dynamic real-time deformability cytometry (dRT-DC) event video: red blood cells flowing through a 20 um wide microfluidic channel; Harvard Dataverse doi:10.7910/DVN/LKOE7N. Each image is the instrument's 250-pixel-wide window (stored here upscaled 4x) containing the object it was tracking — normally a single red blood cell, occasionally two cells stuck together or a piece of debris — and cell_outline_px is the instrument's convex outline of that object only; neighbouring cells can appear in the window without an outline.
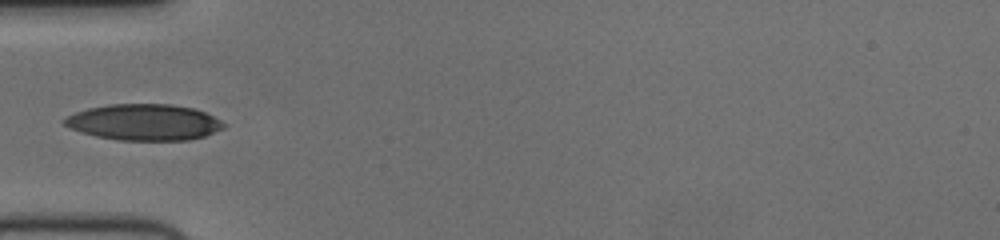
{"species": "human", "species_latin": "Homo sapiens", "temperature_condition": "cold", "stored_images_in_passage": 10, "camera_frame_rate_fps": 3000, "um_per_image_px": 0.085, "donor": {"sex": "female"}, "frame": {"image": 1, "passage_image": 1, "time_ms": 0.0, "image_size_px": [1000, 240], "cell_outline_px": [[224, 128], [204, 136], [188, 140], [120, 140], [96, 136], [80, 132], [64, 124], [60, 120], [64, 116], [88, 108], [108, 104], [172, 104], [192, 108], [204, 112], [220, 120], [224, 124]], "centroid_in_image_um": [12.2, 10.38], "position_along_channel_um": 72.8, "area_um2": 33.52}}
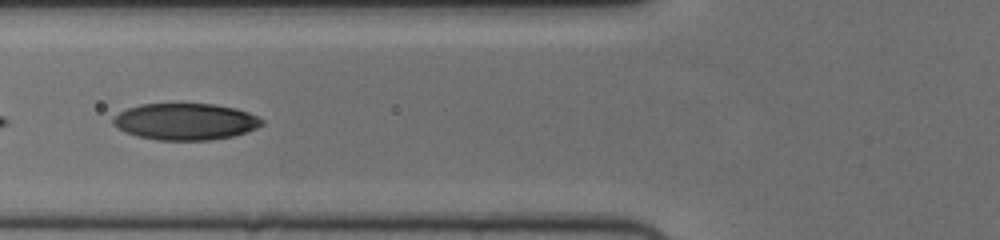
{"frame": {"image": 2, "passage_image": 4, "time_ms": 1.0, "image_size_px": [1000, 240], "cell_outline_px": [[264, 124], [256, 128], [232, 136], [208, 140], [156, 140], [140, 136], [128, 132], [112, 124], [112, 116], [128, 108], [140, 104], [212, 104], [236, 108], [248, 112], [264, 120]], "centroid_in_image_um": [15.76, 10.33], "position_along_channel_um": 110.0, "area_um2": 31.5}}